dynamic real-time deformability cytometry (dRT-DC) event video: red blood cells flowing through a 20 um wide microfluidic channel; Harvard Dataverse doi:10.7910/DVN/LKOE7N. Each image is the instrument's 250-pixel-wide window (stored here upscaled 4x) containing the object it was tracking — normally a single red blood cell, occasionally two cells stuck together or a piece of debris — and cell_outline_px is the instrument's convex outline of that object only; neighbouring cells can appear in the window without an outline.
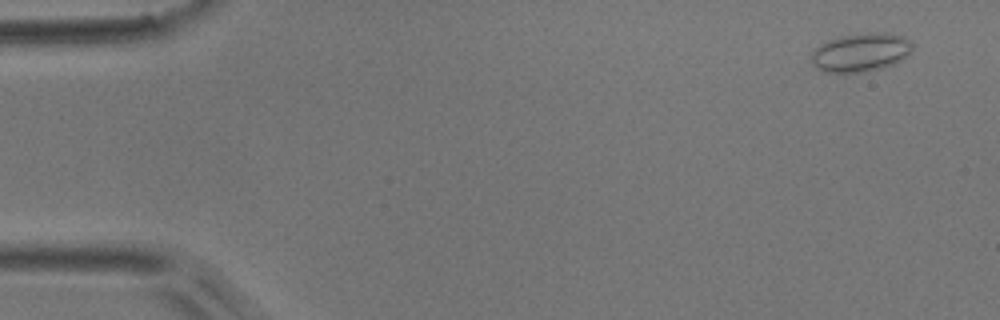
{"species": "common noctule bat (a hibernating species)", "species_latin": "Nyctalus noctula", "temperature_condition": "room temperature", "stored_images_in_passage": 6, "camera_frame_rate_fps": 3000, "um_per_image_px": 0.085, "animal": {"sex": "male", "body_mass_g": 17.9}, "frame": {"image": 1, "passage_image": 1, "time_ms": 0.0, "image_size_px": [1000, 320], "cell_outline_px": [[912, 52], [900, 60], [892, 64], [880, 68], [860, 72], [824, 72], [816, 68], [812, 64], [812, 48], [828, 40], [840, 36], [868, 32], [884, 32], [904, 36], [912, 40]], "centroid_in_image_um": [73.15, 4.43], "position_along_channel_um": 11.8, "area_um2": 22.89}}
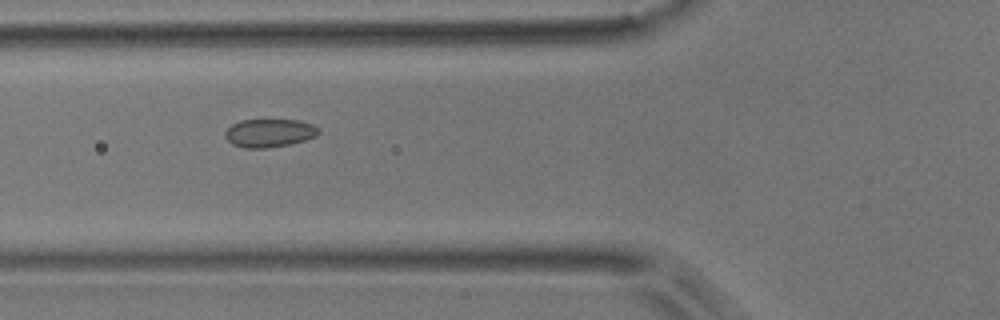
{"frame": {"image": 2, "passage_image": 6, "time_ms": 5.667, "image_size_px": [1000, 320], "cell_outline_px": [[320, 132], [316, 136], [304, 140], [288, 144], [264, 148], [244, 148], [232, 144], [224, 136], [224, 132], [232, 124], [240, 120], [300, 120], [312, 124], [320, 128]], "centroid_in_image_um": [22.89, 11.29], "position_along_channel_um": 102.9, "area_um2": 15.37}}